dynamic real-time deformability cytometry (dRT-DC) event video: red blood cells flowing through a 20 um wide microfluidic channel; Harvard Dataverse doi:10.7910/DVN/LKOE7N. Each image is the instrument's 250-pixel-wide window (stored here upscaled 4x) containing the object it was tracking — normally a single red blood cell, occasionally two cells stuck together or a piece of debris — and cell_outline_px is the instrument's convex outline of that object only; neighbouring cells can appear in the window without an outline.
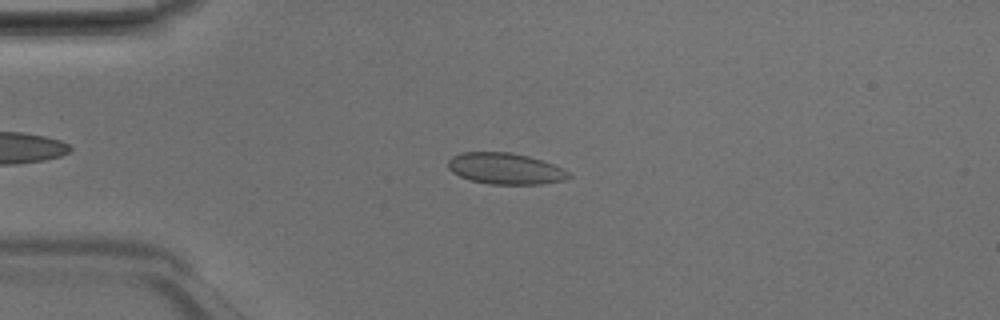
{"species": "Egyptian fruit bat (a non-hibernating species)", "species_latin": "Rousettus aegyptiacus", "temperature_condition": "room temperature", "stored_images_in_passage": 41, "camera_frame_rate_fps": 3000, "um_per_image_px": 0.085, "animal": {"sex": "male"}, "frame": {"image": 1, "passage_image": 5, "time_ms": 1.333, "image_size_px": [1000, 320], "cell_outline_px": [[572, 176], [564, 180], [540, 184], [492, 184], [472, 180], [460, 176], [452, 172], [448, 168], [448, 160], [452, 156], [460, 152], [512, 152], [528, 156], [564, 168]], "centroid_in_image_um": [42.94, 14.32], "position_along_channel_um": 42.1, "area_um2": 21.91}}
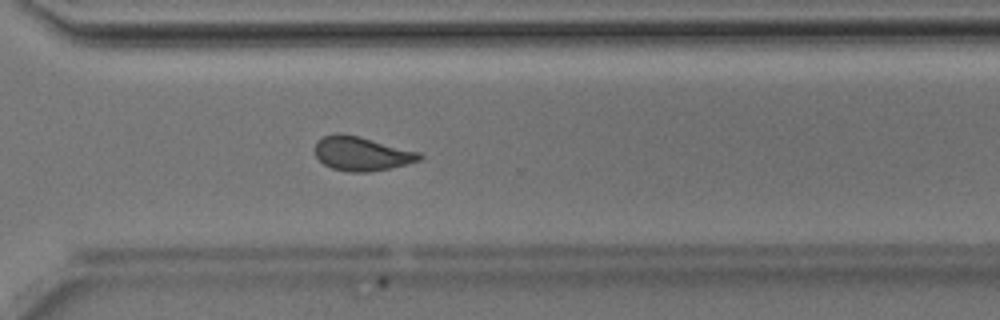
{"frame": {"image": 2, "passage_image": 28, "time_ms": 9.0, "image_size_px": [1000, 320], "cell_outline_px": [[424, 156], [420, 160], [392, 168], [372, 172], [348, 172], [332, 168], [324, 164], [316, 156], [316, 140], [324, 136], [336, 132], [340, 132], [360, 136], [420, 152]], "centroid_in_image_um": [30.75, 13.05], "position_along_channel_um": 339.8, "area_um2": 20.98}}
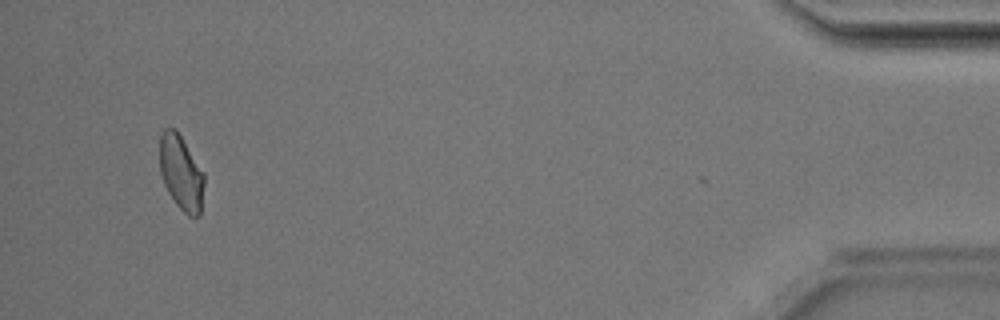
{"frame": {"image": 3, "passage_image": 39, "time_ms": 12.667, "image_size_px": [1000, 320], "cell_outline_px": [[204, 184], [200, 216], [188, 216], [176, 204], [168, 192], [164, 184], [160, 172], [160, 132], [164, 128], [176, 128], [204, 172]], "centroid_in_image_um": [15.39, 14.66], "position_along_channel_um": 419.8, "area_um2": 19.54}, "authors_computed_cell_mechanics": {"area_um2": 20.5768, "velocity_mm_per_s": 4.2096, "shape_relaxation_time_tau1_ms": null, "shape_relaxation_time_tau2_ms": 1.0296, "deformation_change_tau1": null, "deformation_change_tau2": 0.0644}}